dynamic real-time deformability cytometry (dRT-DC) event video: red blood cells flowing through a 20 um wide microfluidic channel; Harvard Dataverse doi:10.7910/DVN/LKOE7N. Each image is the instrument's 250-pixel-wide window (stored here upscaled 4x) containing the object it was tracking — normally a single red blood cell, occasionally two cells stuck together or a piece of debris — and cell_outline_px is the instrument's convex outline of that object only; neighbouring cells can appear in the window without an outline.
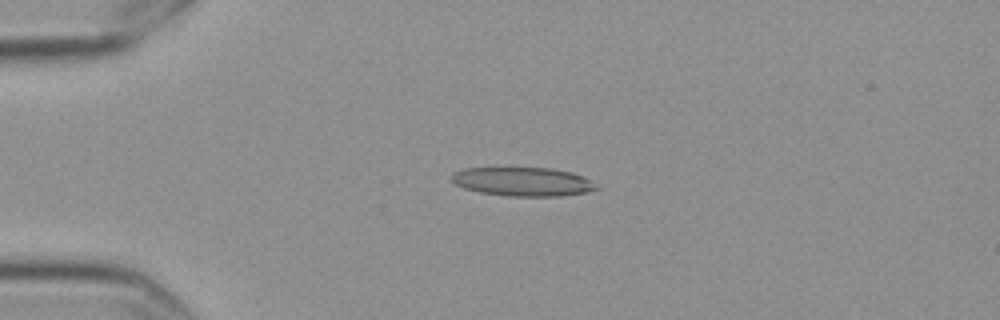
{"species": "Egyptian fruit bat (a non-hibernating species)", "species_latin": "Rousettus aegyptiacus", "temperature_condition": "cold", "stored_images_in_passage": 3, "camera_frame_rate_fps": 3000, "um_per_image_px": 0.085, "frame": {"image": 1, "passage_image": 2, "time_ms": 0.333, "image_size_px": [1000, 320], "cell_outline_px": [[600, 188], [588, 192], [560, 196], [508, 196], [480, 192], [464, 188], [448, 180], [448, 176], [452, 172], [464, 168], [552, 168], [572, 172], [584, 176]], "centroid_in_image_um": [44.4, 15.43], "position_along_channel_um": 40.6, "area_um2": 24.57}}